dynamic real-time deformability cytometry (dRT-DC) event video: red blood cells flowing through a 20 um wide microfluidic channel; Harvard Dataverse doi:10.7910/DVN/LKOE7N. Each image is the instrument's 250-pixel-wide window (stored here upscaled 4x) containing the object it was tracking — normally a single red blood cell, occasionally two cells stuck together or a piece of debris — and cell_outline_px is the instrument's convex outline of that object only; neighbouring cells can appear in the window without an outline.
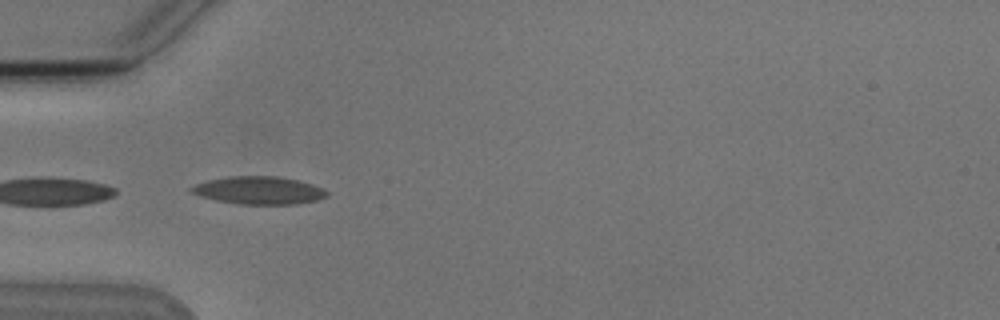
{"species": "Egyptian fruit bat (a non-hibernating species)", "species_latin": "Rousettus aegyptiacus", "temperature_condition": "cold", "stored_images_in_passage": 8, "camera_frame_rate_fps": 3000, "um_per_image_px": 0.085, "animal": {"sex": "male"}, "frame": {"image": 1, "passage_image": 4, "time_ms": 3.333, "image_size_px": [1000, 320], "cell_outline_px": [[328, 196], [316, 200], [296, 204], [240, 204], [216, 200], [200, 196], [192, 192], [188, 188], [196, 184], [208, 180], [228, 176], [276, 176], [296, 180], [312, 184], [324, 188], [328, 192]], "centroid_in_image_um": [22.01, 16.18], "position_along_channel_um": 63.0, "area_um2": 21.85}}
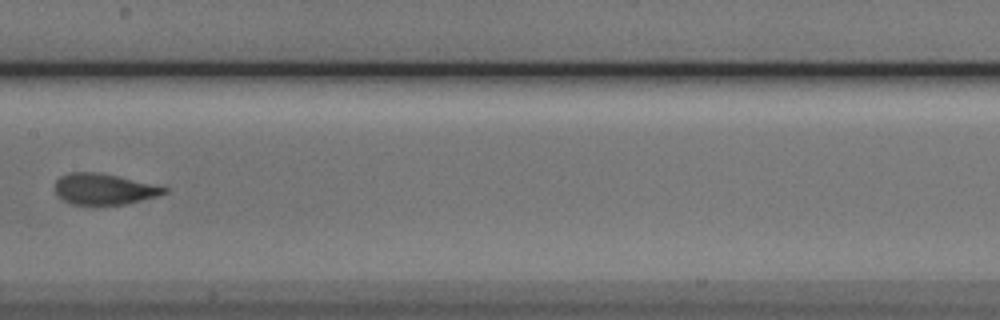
{"frame": {"image": 2, "passage_image": 7, "time_ms": 7.0, "image_size_px": [1000, 320], "cell_outline_px": [[168, 192], [156, 196], [128, 204], [72, 204], [56, 196], [56, 180], [60, 176], [72, 172], [96, 172], [116, 176], [152, 184], [168, 188]], "centroid_in_image_um": [8.82, 16.07], "position_along_channel_um": 198.6, "area_um2": 19.42}}
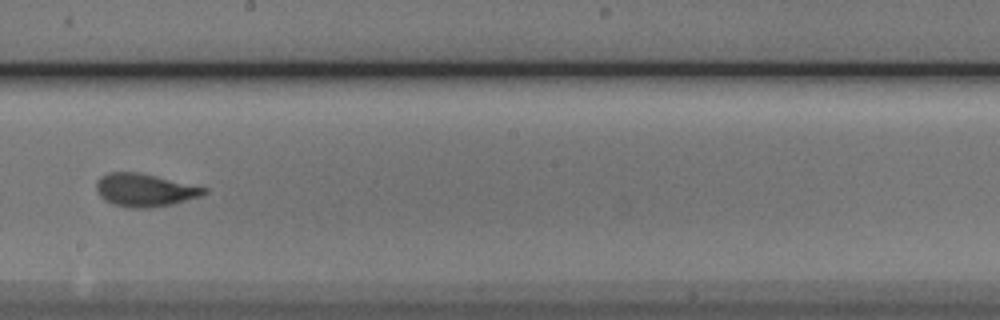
{"frame": {"image": 3, "passage_image": 8, "time_ms": 8.0, "image_size_px": [1000, 320], "cell_outline_px": [[208, 192], [200, 196], [172, 204], [148, 208], [132, 208], [112, 204], [104, 200], [96, 192], [96, 180], [100, 176], [108, 172], [140, 172], [208, 188]], "centroid_in_image_um": [12.27, 16.15], "position_along_channel_um": 235.9, "area_um2": 20.81}}